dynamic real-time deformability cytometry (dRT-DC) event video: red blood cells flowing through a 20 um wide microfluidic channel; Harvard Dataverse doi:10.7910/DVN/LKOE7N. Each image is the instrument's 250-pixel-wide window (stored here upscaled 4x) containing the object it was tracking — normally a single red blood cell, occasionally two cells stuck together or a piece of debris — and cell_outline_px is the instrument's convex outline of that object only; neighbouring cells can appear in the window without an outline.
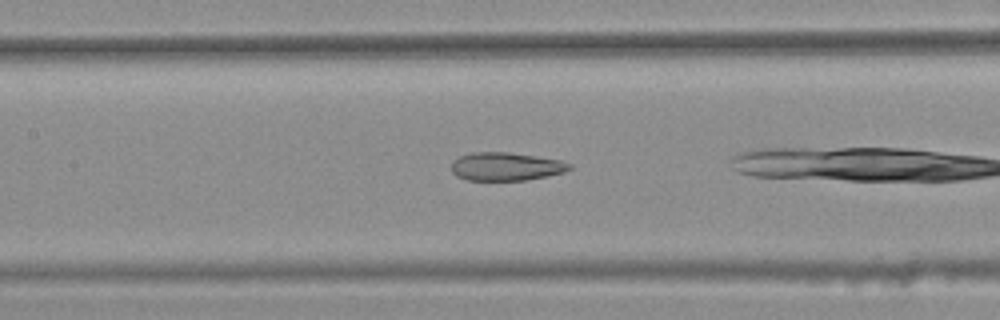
{"species": "common noctule bat (a hibernating species)", "species_latin": "Nyctalus noctula", "temperature_condition": "warm", "stored_images_in_passage": 40, "camera_frame_rate_fps": 3000, "um_per_image_px": 0.085, "animal": {"sex": "female", "body_mass_g": 25.1}, "frame": {"image": 1, "passage_image": 17, "time_ms": 5.333, "image_size_px": [1000, 320], "cell_outline_px": [[572, 168], [564, 172], [524, 180], [468, 180], [456, 176], [452, 172], [452, 164], [460, 156], [472, 152], [508, 152], [536, 156], [560, 160], [572, 164]], "centroid_in_image_um": [43.01, 14.15], "position_along_channel_um": 164.4, "area_um2": 19.25}}
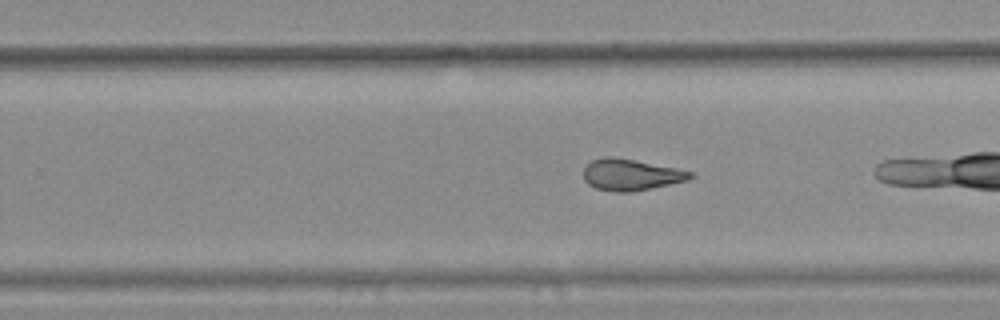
{"frame": {"image": 2, "passage_image": 26, "time_ms": 8.333, "image_size_px": [1000, 320], "cell_outline_px": [[692, 176], [688, 180], [632, 192], [616, 192], [596, 188], [588, 184], [584, 180], [584, 168], [592, 160], [604, 156], [612, 156], [676, 168], [692, 172]], "centroid_in_image_um": [53.59, 14.85], "position_along_channel_um": 276.2, "area_um2": 19.31}}
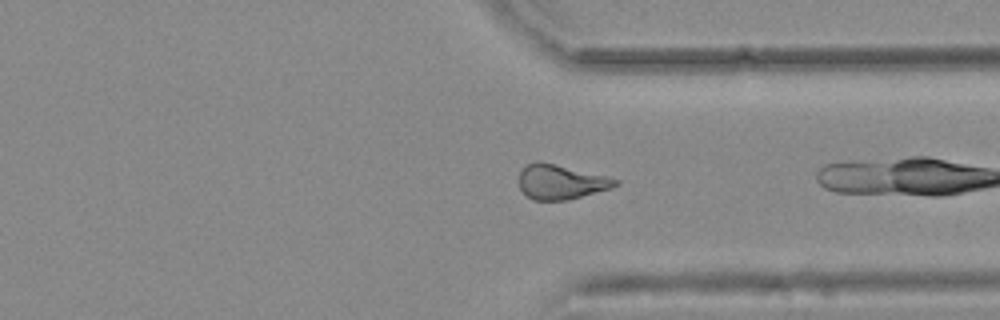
{"frame": {"image": 3, "passage_image": 33, "time_ms": 10.667, "image_size_px": [1000, 320], "cell_outline_px": [[620, 184], [612, 188], [568, 200], [532, 200], [520, 188], [520, 172], [528, 164], [536, 160], [556, 164], [620, 180]], "centroid_in_image_um": [47.69, 15.47], "position_along_channel_um": 363.7, "area_um2": 19.25}, "authors_computed_cell_mechanics": {"area_um2": 19.9699, "velocity_mm_per_s": 3.7416, "shape_relaxation_time_tau1_ms": null, "shape_relaxation_time_tau2_ms": 1.9742, "deformation_change_tau1": null, "deformation_change_tau2": 0.1068}}